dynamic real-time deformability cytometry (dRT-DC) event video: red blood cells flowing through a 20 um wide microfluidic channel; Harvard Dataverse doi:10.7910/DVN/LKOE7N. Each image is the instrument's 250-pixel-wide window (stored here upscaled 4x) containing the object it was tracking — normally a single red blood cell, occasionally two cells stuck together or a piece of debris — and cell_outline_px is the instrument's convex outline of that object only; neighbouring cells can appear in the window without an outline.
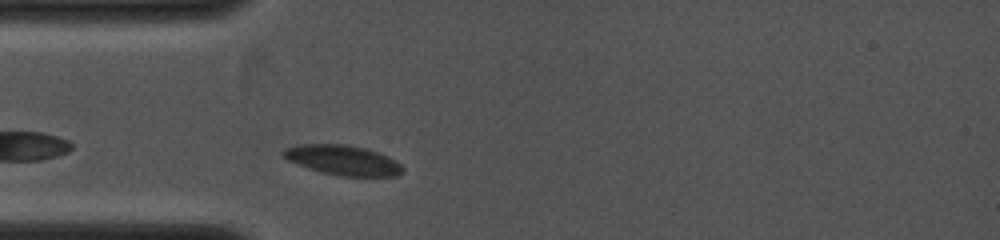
{"species": "common noctule bat (a hibernating species)", "species_latin": "Nyctalus noctula", "temperature_condition": "cold", "stored_images_in_passage": 28, "camera_frame_rate_fps": 4000, "um_per_image_px": 0.085, "animal": {"sex": "female", "body_mass_g": 19.0, "forearm_length_mm": 53.3}, "frame": {"image": 1, "passage_image": 1, "time_ms": 0.0, "image_size_px": [1000, 240], "cell_outline_px": [[404, 172], [396, 176], [340, 176], [308, 168], [288, 160], [280, 156], [280, 152], [284, 148], [300, 144], [344, 144], [364, 148], [380, 152], [396, 160], [404, 168]], "centroid_in_image_um": [29.14, 13.6], "position_along_channel_um": 55.9, "area_um2": 20.92}}
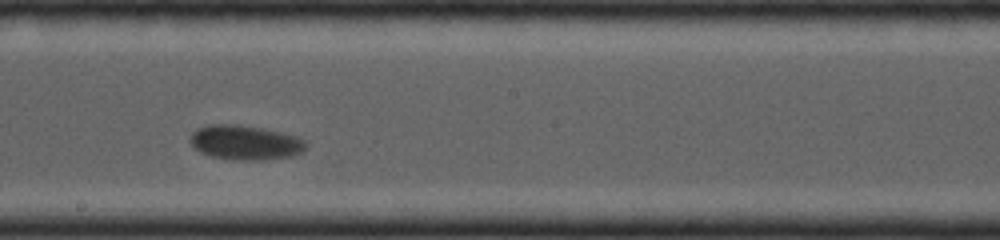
{"frame": {"image": 2, "passage_image": 17, "time_ms": 3.75, "image_size_px": [1000, 240], "cell_outline_px": [[308, 144], [300, 152], [292, 156], [264, 160], [232, 160], [212, 156], [200, 152], [188, 140], [188, 136], [196, 128], [212, 124], [236, 124], [264, 128], [296, 136], [304, 140]], "centroid_in_image_um": [20.81, 12.11], "position_along_channel_um": 227.4, "area_um2": 23.47}}
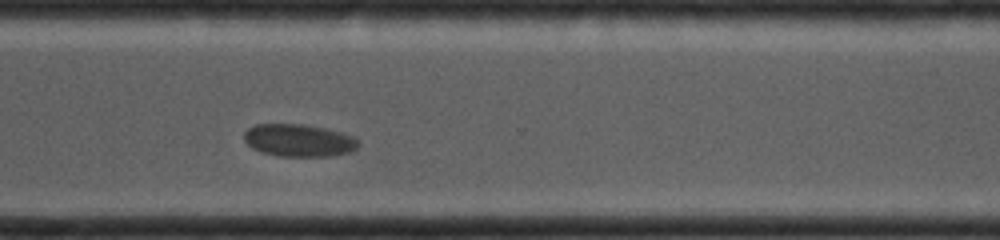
{"frame": {"image": 3, "passage_image": 26, "time_ms": 6.25, "image_size_px": [1000, 240], "cell_outline_px": [[360, 144], [352, 152], [332, 156], [280, 156], [264, 152], [252, 148], [244, 140], [244, 132], [248, 128], [256, 124], [304, 124], [324, 128], [356, 136], [360, 140]], "centroid_in_image_um": [25.45, 11.93], "position_along_channel_um": 345.1, "area_um2": 21.79}}